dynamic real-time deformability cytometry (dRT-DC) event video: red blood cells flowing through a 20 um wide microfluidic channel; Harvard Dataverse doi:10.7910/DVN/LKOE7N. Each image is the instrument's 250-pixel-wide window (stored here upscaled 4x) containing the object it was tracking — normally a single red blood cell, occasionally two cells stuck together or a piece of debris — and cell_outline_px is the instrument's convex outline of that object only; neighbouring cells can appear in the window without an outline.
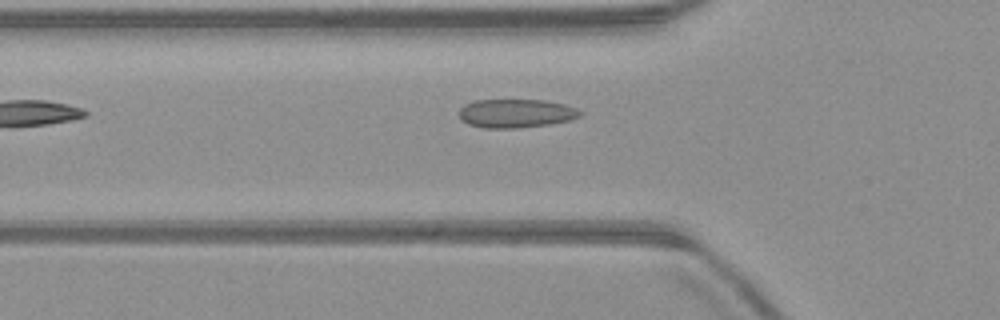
{"species": "common noctule bat (a hibernating species)", "species_latin": "Nyctalus noctula", "temperature_condition": "warm", "stored_images_in_passage": 20, "camera_frame_rate_fps": 3000, "um_per_image_px": 0.085, "animal": {"sex": "male", "body_mass_g": 23.1, "forearm_length_mm": 52.7}, "frame": {"image": 1, "passage_image": 4, "time_ms": 1.0, "image_size_px": [1000, 320], "cell_outline_px": [[584, 112], [580, 116], [568, 120], [548, 124], [520, 128], [484, 128], [468, 124], [460, 120], [460, 108], [464, 104], [476, 100], [544, 100], [564, 104], [576, 108]], "centroid_in_image_um": [43.84, 9.63], "position_along_channel_um": 82.0, "area_um2": 20.23}}
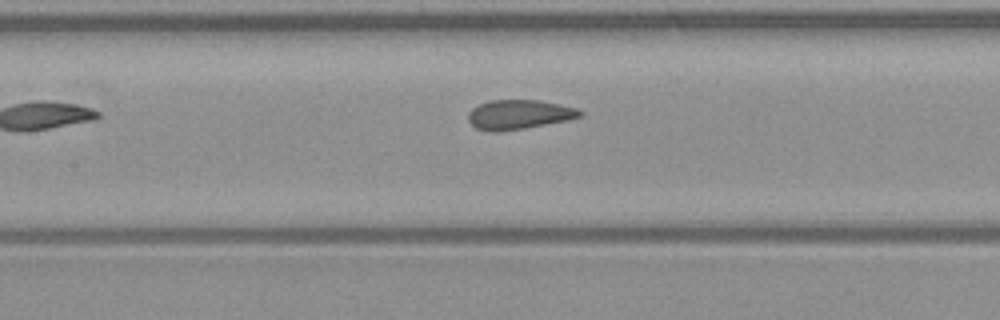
{"frame": {"image": 2, "passage_image": 10, "time_ms": 3.0, "image_size_px": [1000, 320], "cell_outline_px": [[584, 112], [580, 116], [568, 120], [524, 128], [500, 132], [488, 132], [476, 128], [468, 120], [468, 112], [472, 108], [480, 104], [492, 100], [540, 100], [560, 104], [576, 108]], "centroid_in_image_um": [44.09, 9.74], "position_along_channel_um": 163.3, "area_um2": 19.19}}
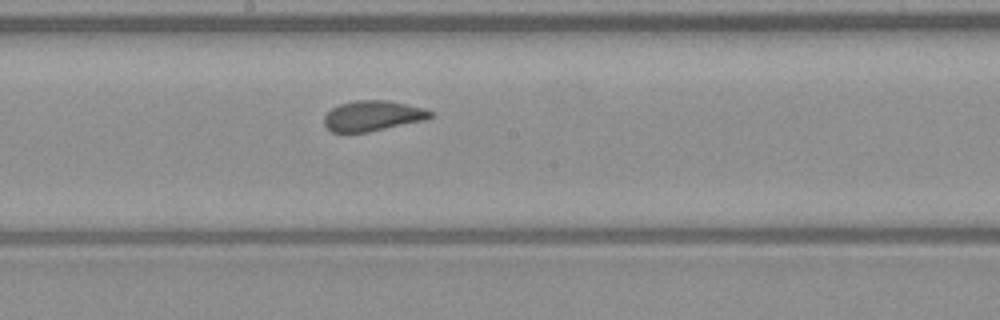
{"frame": {"image": 3, "passage_image": 14, "time_ms": 4.333, "image_size_px": [1000, 320], "cell_outline_px": [[432, 116], [428, 120], [368, 132], [332, 132], [324, 124], [324, 116], [332, 108], [340, 104], [356, 100], [388, 100], [424, 108], [432, 112]], "centroid_in_image_um": [31.7, 9.85], "position_along_channel_um": 216.5, "area_um2": 18.84}}